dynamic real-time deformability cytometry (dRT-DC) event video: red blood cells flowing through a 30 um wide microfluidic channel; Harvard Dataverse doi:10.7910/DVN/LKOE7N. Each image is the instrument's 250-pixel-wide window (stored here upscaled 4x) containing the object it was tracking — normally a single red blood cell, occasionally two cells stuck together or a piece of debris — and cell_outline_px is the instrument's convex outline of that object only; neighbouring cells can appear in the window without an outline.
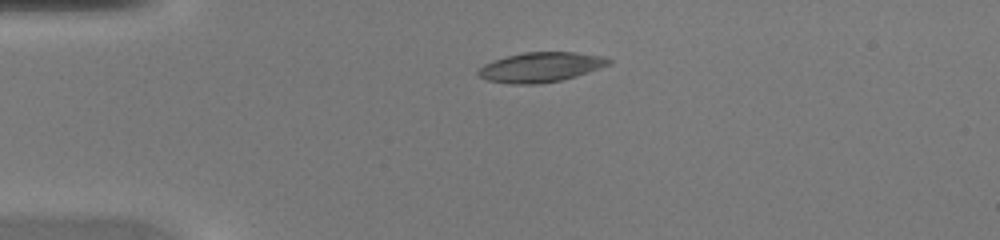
{"species": "common noctule bat (a hibernating species)", "species_latin": "Nyctalus noctula", "temperature_condition": "warm", "stored_images_in_passage": 36, "camera_frame_rate_fps": 3000, "um_per_image_px": 0.085, "animal": {"sex": "female", "body_mass_g": 20.0, "forearm_length_mm": 54.0}, "frame": {"image": 1, "passage_image": 1, "time_ms": 0.0, "image_size_px": [1000, 240], "cell_outline_px": [[612, 64], [576, 76], [560, 80], [540, 84], [508, 84], [488, 80], [480, 76], [476, 72], [484, 64], [492, 60], [524, 52], [576, 52], [604, 56], [612, 60]], "centroid_in_image_um": [45.98, 5.71], "position_along_channel_um": 39.0, "area_um2": 22.72}}
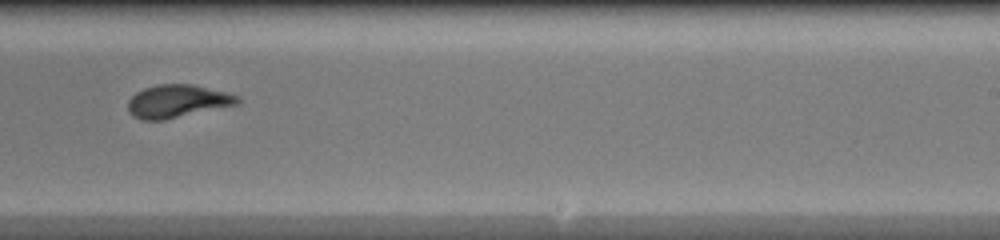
{"frame": {"image": 2, "passage_image": 19, "time_ms": 6.0, "image_size_px": [1000, 240], "cell_outline_px": [[240, 104], [164, 120], [140, 120], [132, 116], [128, 112], [128, 100], [136, 92], [144, 88], [156, 84], [192, 84], [240, 96]], "centroid_in_image_um": [15.06, 8.61], "position_along_channel_um": 273.9, "area_um2": 21.15}}
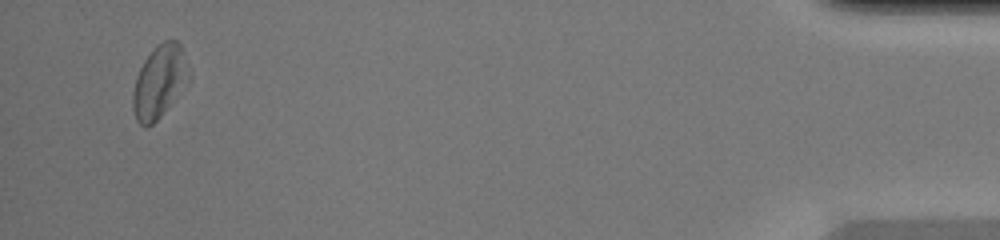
{"frame": {"image": 3, "passage_image": 34, "time_ms": 11.0, "image_size_px": [1000, 240], "cell_outline_px": [[180, 52], [176, 80], [168, 104], [160, 116], [148, 128], [144, 128], [136, 120], [132, 108], [132, 92], [136, 76], [144, 60], [164, 40], [176, 40], [180, 44]], "centroid_in_image_um": [13.22, 7.04], "position_along_channel_um": 422.0, "area_um2": 20.06}}